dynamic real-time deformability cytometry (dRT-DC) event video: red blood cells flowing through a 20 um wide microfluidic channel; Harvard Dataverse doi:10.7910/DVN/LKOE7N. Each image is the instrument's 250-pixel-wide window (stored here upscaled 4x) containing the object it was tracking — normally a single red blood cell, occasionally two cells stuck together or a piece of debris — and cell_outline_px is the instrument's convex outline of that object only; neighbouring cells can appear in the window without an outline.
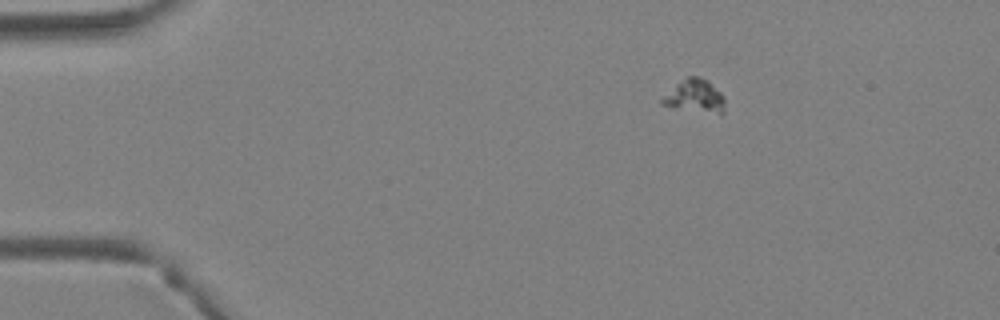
{"species": "Egyptian fruit bat (a non-hibernating species)", "species_latin": "Rousettus aegyptiacus", "temperature_condition": "warm", "stored_images_in_passage": 5, "camera_frame_rate_fps": 3000, "um_per_image_px": 0.085, "animal": {"sex": "female"}, "frame": {"image": 1, "passage_image": 2, "time_ms": 0.333, "image_size_px": [1000, 320], "cell_outline_px": [[724, 112], [720, 116], [660, 104], [660, 100], [676, 84], [688, 76], [700, 76], [708, 80], [724, 96]], "centroid_in_image_um": [59.12, 8.19], "position_along_channel_um": 25.9, "area_um2": 12.14}}
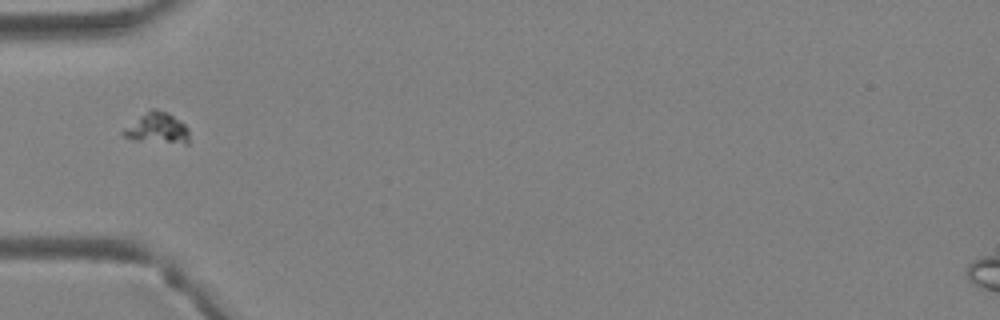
{"frame": {"image": 2, "passage_image": 4, "time_ms": 1.0, "image_size_px": [1000, 320], "cell_outline_px": [[188, 144], [184, 144], [136, 140], [124, 136], [120, 132], [124, 128], [140, 116], [152, 108], [156, 108], [168, 112], [180, 120], [188, 128]], "centroid_in_image_um": [13.38, 10.89], "position_along_channel_um": 71.6, "area_um2": 11.79}}